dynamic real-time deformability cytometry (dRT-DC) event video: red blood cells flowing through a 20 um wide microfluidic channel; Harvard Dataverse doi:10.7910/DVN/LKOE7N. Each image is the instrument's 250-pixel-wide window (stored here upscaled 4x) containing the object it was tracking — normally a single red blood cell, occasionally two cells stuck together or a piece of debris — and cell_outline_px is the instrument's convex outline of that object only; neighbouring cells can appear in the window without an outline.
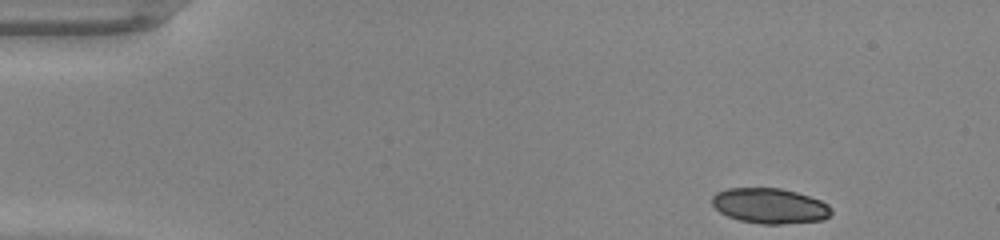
{"species": "common noctule bat (a hibernating species)", "species_latin": "Nyctalus noctula", "temperature_condition": "warm", "stored_images_in_passage": 43, "camera_frame_rate_fps": 3000, "um_per_image_px": 0.085, "animal": {"sex": "male", "body_mass_g": 20.0, "forearm_length_mm": 53.3}, "frame": {"image": 1, "passage_image": 1, "time_ms": 0.0, "image_size_px": [1000, 240], "cell_outline_px": [[832, 212], [824, 220], [780, 224], [760, 224], [740, 220], [728, 216], [720, 212], [712, 204], [712, 196], [716, 192], [728, 188], [780, 188], [796, 192], [820, 200], [828, 204], [832, 208]], "centroid_in_image_um": [65.44, 17.5], "position_along_channel_um": 19.6, "area_um2": 24.51}}